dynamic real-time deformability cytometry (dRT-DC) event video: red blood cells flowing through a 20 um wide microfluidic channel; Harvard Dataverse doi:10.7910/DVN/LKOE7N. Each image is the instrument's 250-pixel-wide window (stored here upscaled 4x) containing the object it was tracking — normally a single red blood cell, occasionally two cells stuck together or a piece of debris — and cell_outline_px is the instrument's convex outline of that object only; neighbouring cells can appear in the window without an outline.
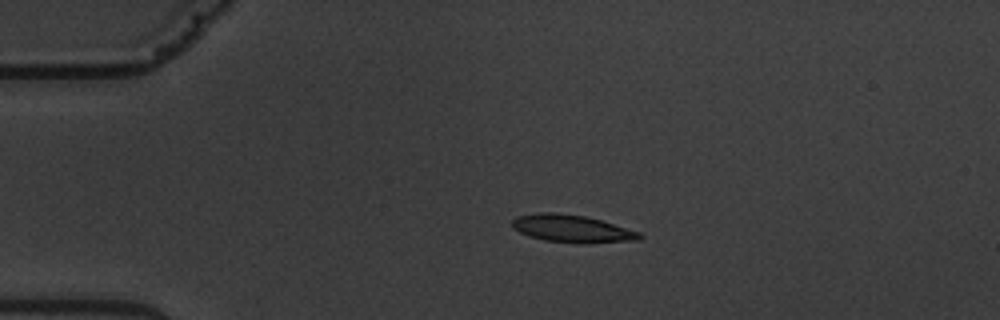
{"species": "common noctule bat (a hibernating species)", "species_latin": "Nyctalus noctula", "temperature_condition": "warm", "stored_images_in_passage": 7, "camera_frame_rate_fps": 3000, "um_per_image_px": 0.085, "animal": {"sex": "male", "body_mass_g": 19.5, "forearm_length_mm": 54.6}, "frame": {"image": 1, "passage_image": 4, "time_ms": 3.667, "image_size_px": [1000, 320], "cell_outline_px": [[644, 236], [640, 240], [544, 240], [528, 236], [512, 228], [512, 220], [516, 216], [536, 212], [552, 212], [584, 216], [600, 220], [640, 232]], "centroid_in_image_um": [48.5, 19.36], "position_along_channel_um": 36.5, "area_um2": 19.19}}
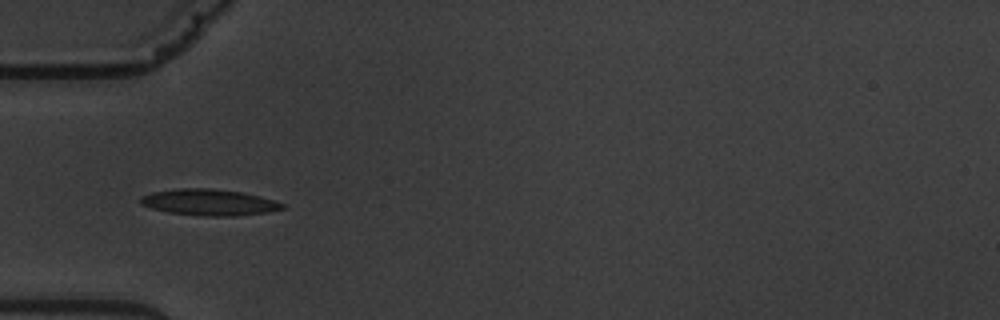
{"frame": {"image": 2, "passage_image": 6, "time_ms": 5.667, "image_size_px": [1000, 320], "cell_outline_px": [[288, 208], [268, 212], [236, 216], [204, 216], [168, 212], [152, 208], [140, 204], [140, 196], [152, 192], [176, 188], [212, 188], [244, 192], [260, 196], [284, 204]], "centroid_in_image_um": [17.79, 17.19], "position_along_channel_um": 67.2, "area_um2": 21.91}}